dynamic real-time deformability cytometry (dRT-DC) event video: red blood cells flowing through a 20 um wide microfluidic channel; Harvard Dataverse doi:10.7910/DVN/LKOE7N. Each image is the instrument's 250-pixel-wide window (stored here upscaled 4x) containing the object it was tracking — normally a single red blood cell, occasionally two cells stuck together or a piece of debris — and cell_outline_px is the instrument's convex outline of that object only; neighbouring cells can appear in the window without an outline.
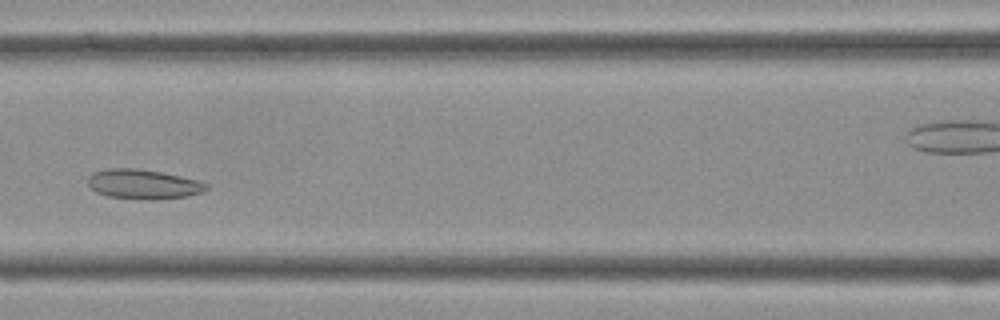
{"species": "Egyptian fruit bat (a non-hibernating species)", "species_latin": "Rousettus aegyptiacus", "temperature_condition": "cold", "stored_images_in_passage": 38, "camera_frame_rate_fps": 3000, "um_per_image_px": 0.085, "frame": {"image": 1, "passage_image": 14, "time_ms": 4.333, "image_size_px": [1000, 320], "cell_outline_px": [[208, 188], [200, 192], [188, 196], [152, 200], [148, 200], [108, 196], [96, 192], [88, 184], [88, 176], [92, 172], [108, 168], [136, 168], [160, 172], [200, 180], [208, 184]], "centroid_in_image_um": [12.17, 15.65], "position_along_channel_um": 154.4, "area_um2": 20.46}}
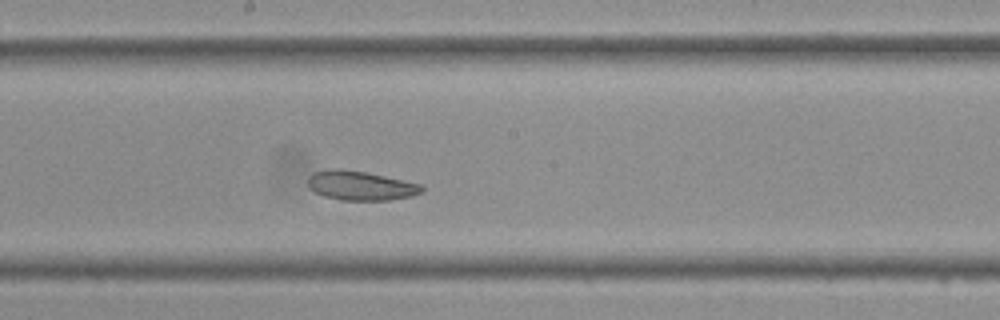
{"frame": {"image": 2, "passage_image": 18, "time_ms": 5.667, "image_size_px": [1000, 320], "cell_outline_px": [[424, 192], [412, 196], [388, 200], [340, 200], [324, 196], [316, 192], [308, 184], [308, 176], [312, 172], [332, 168], [340, 168], [368, 172], [420, 184], [424, 188]], "centroid_in_image_um": [30.65, 15.76], "position_along_channel_um": 217.6, "area_um2": 19.54}}
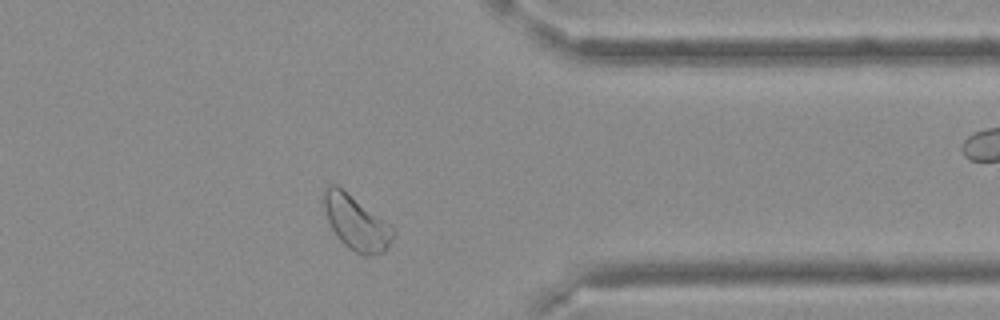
{"frame": {"image": 3, "passage_image": 29, "time_ms": 9.333, "image_size_px": [1000, 320], "cell_outline_px": [[396, 232], [388, 248], [384, 252], [372, 256], [364, 256], [348, 248], [340, 240], [332, 228], [320, 204], [324, 192], [328, 184], [336, 184], [384, 220]], "centroid_in_image_um": [30.24, 18.94], "position_along_channel_um": 381.2, "area_um2": 21.96}}